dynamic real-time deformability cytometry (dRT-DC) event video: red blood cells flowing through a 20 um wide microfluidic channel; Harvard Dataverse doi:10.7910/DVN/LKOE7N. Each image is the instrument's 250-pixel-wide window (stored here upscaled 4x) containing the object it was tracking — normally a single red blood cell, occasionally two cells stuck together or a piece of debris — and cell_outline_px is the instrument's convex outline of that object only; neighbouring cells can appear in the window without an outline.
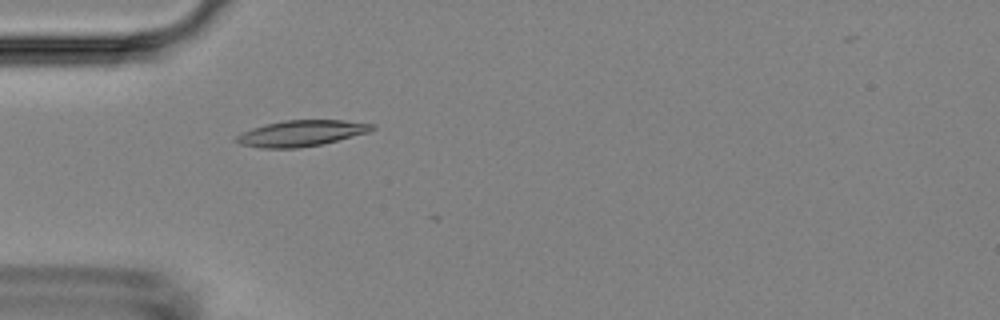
{"species": "Egyptian fruit bat (a non-hibernating species)", "species_latin": "Rousettus aegyptiacus", "temperature_condition": "room temperature", "stored_images_in_passage": 10, "camera_frame_rate_fps": 3000, "um_per_image_px": 0.085, "animal": {"sex": "female"}, "frame": {"image": 1, "passage_image": 6, "time_ms": 1.667, "image_size_px": [1000, 320], "cell_outline_px": [[376, 128], [368, 132], [324, 144], [300, 148], [260, 148], [236, 144], [232, 140], [240, 132], [264, 124], [284, 120], [344, 120], [376, 124]], "centroid_in_image_um": [25.56, 11.33], "position_along_channel_um": 59.4, "area_um2": 20.98}}